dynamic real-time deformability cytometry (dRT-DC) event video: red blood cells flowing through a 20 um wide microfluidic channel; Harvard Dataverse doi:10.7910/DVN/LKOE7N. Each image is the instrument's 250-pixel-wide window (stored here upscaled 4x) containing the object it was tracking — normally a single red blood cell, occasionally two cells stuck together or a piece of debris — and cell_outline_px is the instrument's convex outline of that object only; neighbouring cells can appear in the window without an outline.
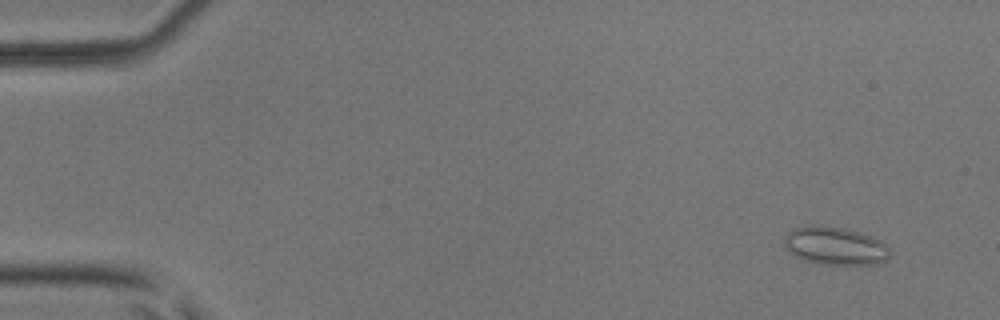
{"species": "common noctule bat (a hibernating species)", "species_latin": "Nyctalus noctula", "temperature_condition": "room temperature", "stored_images_in_passage": 51, "camera_frame_rate_fps": 3000, "um_per_image_px": 0.085, "animal": {"sex": "male", "body_mass_g": 17.9, "forearm_length_mm": 54.2}, "frame": {"image": 1, "passage_image": 4, "time_ms": 1.0, "image_size_px": [1000, 320], "cell_outline_px": [[888, 260], [876, 264], [824, 264], [804, 260], [788, 252], [784, 248], [784, 236], [788, 232], [796, 228], [820, 224], [844, 228], [860, 232], [872, 236], [880, 240], [888, 248]], "centroid_in_image_um": [70.96, 20.89], "position_along_channel_um": 14.0, "area_um2": 23.41}}
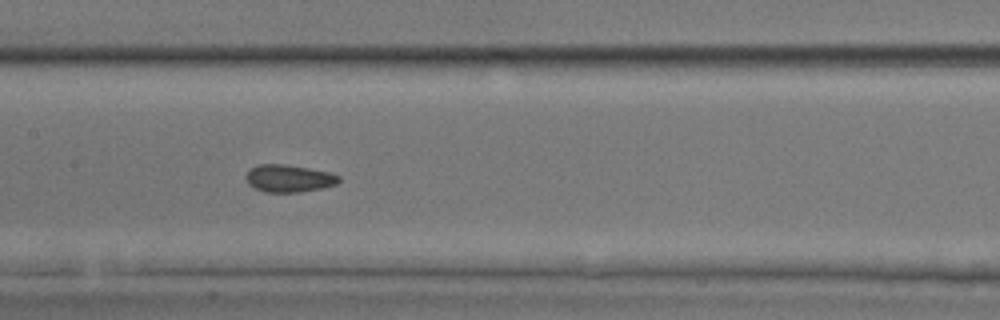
{"frame": {"image": 2, "passage_image": 26, "time_ms": 8.333, "image_size_px": [1000, 320], "cell_outline_px": [[340, 180], [336, 184], [320, 188], [300, 192], [264, 192], [248, 184], [244, 176], [256, 164], [284, 164], [308, 168], [328, 172], [340, 176]], "centroid_in_image_um": [24.52, 15.16], "position_along_channel_um": 182.9, "area_um2": 14.74}}
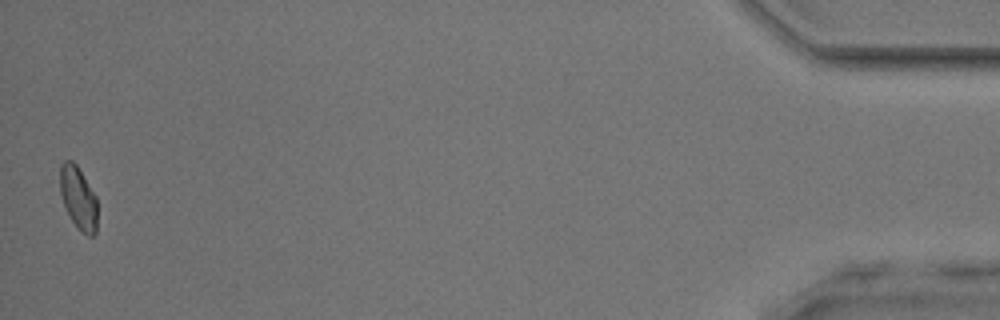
{"frame": {"image": 3, "passage_image": 51, "time_ms": 16.667, "image_size_px": [1000, 320], "cell_outline_px": [[96, 232], [92, 236], [88, 236], [80, 232], [76, 228], [64, 204], [60, 192], [60, 164], [64, 160], [72, 160], [76, 164], [96, 196]], "centroid_in_image_um": [6.65, 16.83], "position_along_channel_um": 428.6, "area_um2": 13.58}, "authors_computed_cell_mechanics": {"area_um2": 14.6812, "velocity_mm_per_s": 4.0365, "shape_relaxation_time_tau1_ms": 3.3266, "shape_relaxation_time_tau2_ms": 1.0918, "deformation_change_tau1": 0.0657, "deformation_change_tau2": 0.0656}}